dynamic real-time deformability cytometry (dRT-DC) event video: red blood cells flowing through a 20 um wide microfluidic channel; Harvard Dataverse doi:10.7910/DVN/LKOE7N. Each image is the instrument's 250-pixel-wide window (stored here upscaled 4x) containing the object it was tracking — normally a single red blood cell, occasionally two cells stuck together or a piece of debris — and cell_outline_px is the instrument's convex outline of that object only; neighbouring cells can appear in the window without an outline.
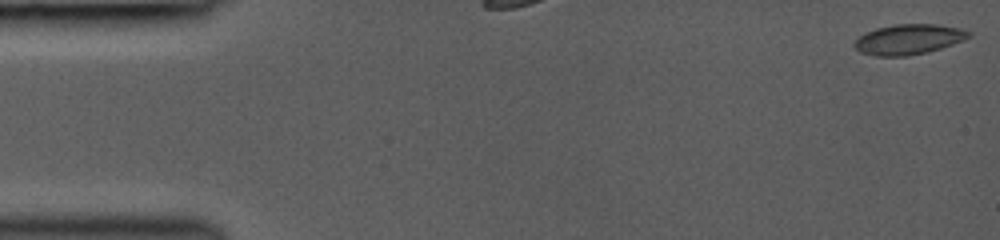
{"species": "common noctule bat (a hibernating species)", "species_latin": "Nyctalus noctula", "temperature_condition": "room temperature", "stored_images_in_passage": 20, "camera_frame_rate_fps": 3000, "um_per_image_px": 0.085, "animal": {"sex": "female", "body_mass_g": 19.0, "forearm_length_mm": 53.3}, "frame": {"image": 1, "passage_image": 1, "time_ms": 0.0, "image_size_px": [1000, 240], "cell_outline_px": [[972, 36], [964, 40], [928, 52], [908, 56], [876, 56], [860, 52], [852, 44], [864, 32], [876, 28], [892, 24], [940, 24], [960, 28], [972, 32]], "centroid_in_image_um": [77.24, 3.33], "position_along_channel_um": 7.8, "area_um2": 20.35}}
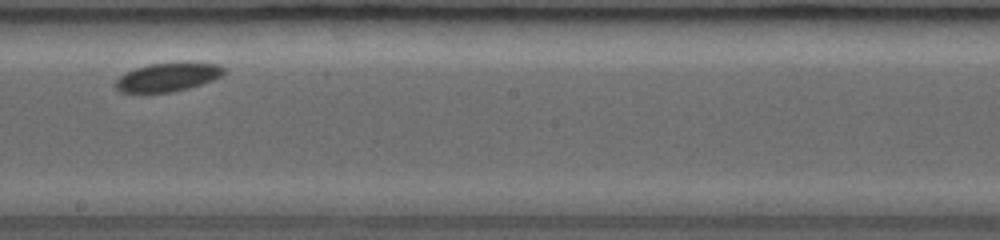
{"frame": {"image": 2, "passage_image": 12, "time_ms": 3.667, "image_size_px": [1000, 240], "cell_outline_px": [[228, 72], [212, 80], [188, 88], [172, 92], [120, 92], [116, 88], [116, 80], [124, 72], [148, 64], [220, 64], [228, 68]], "centroid_in_image_um": [14.27, 6.57], "position_along_channel_um": 233.9, "area_um2": 17.63}}
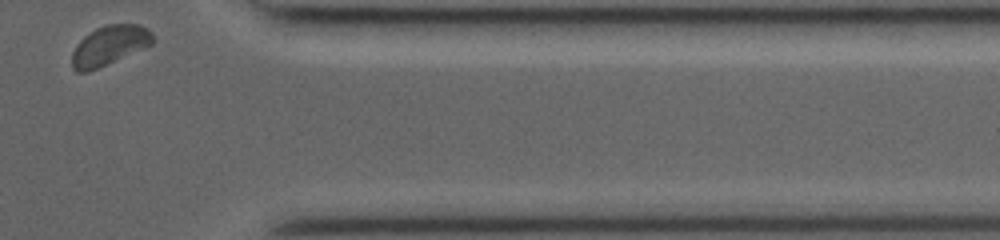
{"frame": {"image": 3, "passage_image": 20, "time_ms": 6.333, "image_size_px": [1000, 240], "cell_outline_px": [[152, 44], [88, 72], [76, 72], [72, 68], [72, 52], [76, 44], [84, 36], [96, 28], [108, 24], [140, 24], [148, 28], [152, 32]], "centroid_in_image_um": [9.27, 3.85], "position_along_channel_um": 402.1, "area_um2": 18.44}}